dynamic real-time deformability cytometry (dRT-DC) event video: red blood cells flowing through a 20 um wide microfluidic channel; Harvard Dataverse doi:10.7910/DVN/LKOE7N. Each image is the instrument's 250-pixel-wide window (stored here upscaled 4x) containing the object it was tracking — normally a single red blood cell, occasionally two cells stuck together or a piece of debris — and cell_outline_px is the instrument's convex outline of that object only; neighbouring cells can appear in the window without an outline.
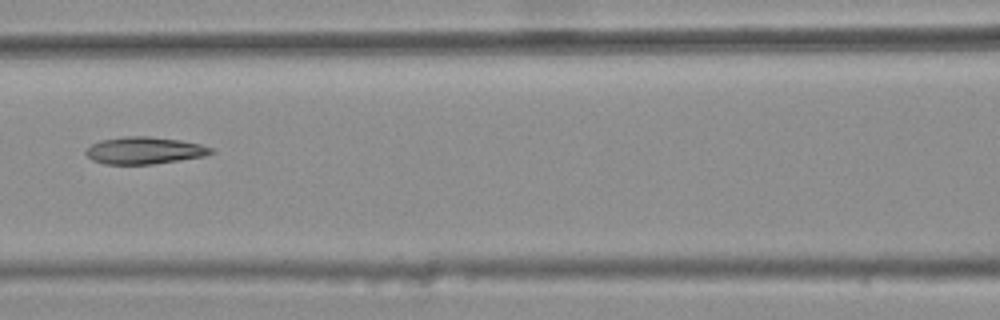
{"species": "common noctule bat (a hibernating species)", "species_latin": "Nyctalus noctula", "temperature_condition": "warm", "stored_images_in_passage": 6, "camera_frame_rate_fps": 3000, "um_per_image_px": 0.085, "animal": {"sex": "female", "body_mass_g": 25.1}, "frame": {"image": 1, "passage_image": 6, "time_ms": 1.667, "image_size_px": [1000, 320], "cell_outline_px": [[216, 152], [204, 156], [180, 160], [152, 164], [104, 164], [92, 160], [84, 152], [92, 144], [100, 140], [124, 136], [148, 136], [180, 140], [200, 144], [212, 148]], "centroid_in_image_um": [12.28, 12.79], "position_along_channel_um": 154.3, "area_um2": 19.77}}